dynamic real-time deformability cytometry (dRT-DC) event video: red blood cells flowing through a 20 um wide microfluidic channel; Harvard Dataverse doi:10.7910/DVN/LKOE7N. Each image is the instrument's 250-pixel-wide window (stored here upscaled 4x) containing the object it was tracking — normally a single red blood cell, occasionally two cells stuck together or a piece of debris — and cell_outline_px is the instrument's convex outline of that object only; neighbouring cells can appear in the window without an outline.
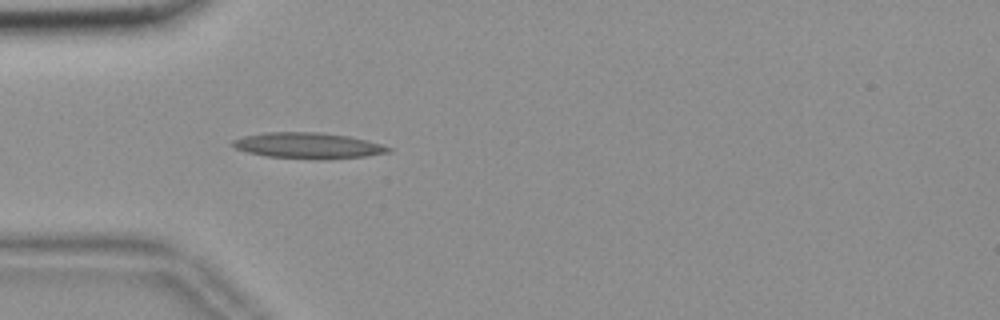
{"species": "common noctule bat (a hibernating species)", "species_latin": "Nyctalus noctula", "temperature_condition": "room temperature", "stored_images_in_passage": 17, "camera_frame_rate_fps": 3000, "um_per_image_px": 0.085, "animal": {"sex": "female", "body_mass_g": 18.4}, "frame": {"image": 1, "passage_image": 8, "time_ms": 2.333, "image_size_px": [1000, 320], "cell_outline_px": [[392, 152], [368, 156], [316, 160], [264, 156], [248, 152], [236, 148], [232, 144], [232, 140], [244, 136], [264, 132], [320, 132], [348, 136], [368, 140], [392, 148]], "centroid_in_image_um": [26.21, 12.38], "position_along_channel_um": 58.8, "area_um2": 23.7}}